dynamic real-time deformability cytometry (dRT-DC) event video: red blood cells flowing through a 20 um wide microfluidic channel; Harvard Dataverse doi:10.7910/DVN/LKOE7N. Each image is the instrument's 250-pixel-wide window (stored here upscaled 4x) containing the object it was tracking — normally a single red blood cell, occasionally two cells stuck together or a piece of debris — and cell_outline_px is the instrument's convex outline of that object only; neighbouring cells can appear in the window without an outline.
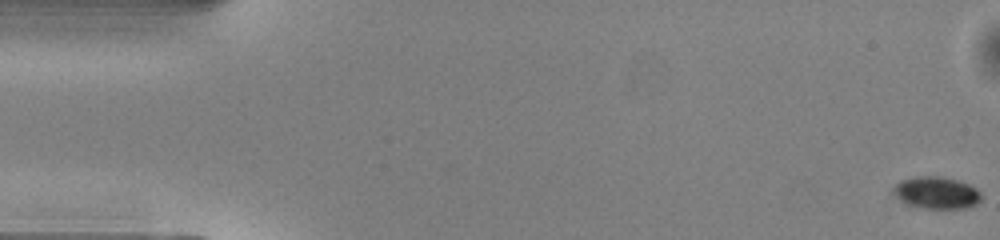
{"species": "common noctule bat (a hibernating species)", "species_latin": "Nyctalus noctula", "temperature_condition": "warm", "stored_images_in_passage": 52, "camera_frame_rate_fps": 3000, "um_per_image_px": 0.085, "animal": {"sex": "male", "body_mass_g": 13.0, "forearm_length_mm": 53.1}, "frame": {"image": 1, "passage_image": 1, "time_ms": 0.0, "image_size_px": [1000, 240], "cell_outline_px": [[980, 200], [976, 204], [964, 208], [924, 208], [900, 200], [896, 192], [896, 184], [900, 180], [912, 176], [940, 176], [960, 180], [976, 188], [980, 192]], "centroid_in_image_um": [79.65, 16.35], "position_along_channel_um": 5.3, "area_um2": 16.07}}
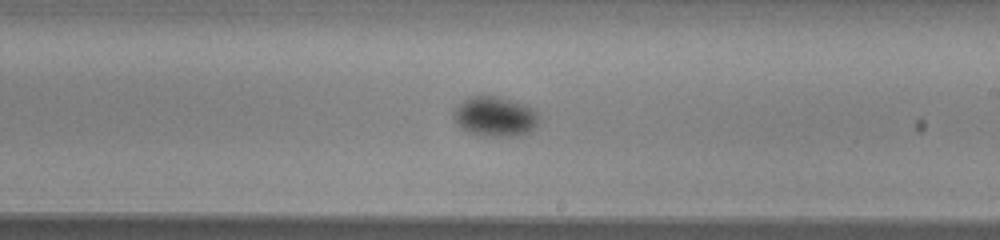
{"frame": {"image": 2, "passage_image": 30, "time_ms": 9.667, "image_size_px": [1000, 240], "cell_outline_px": [[540, 124], [536, 128], [528, 132], [516, 136], [480, 136], [468, 132], [460, 128], [456, 120], [456, 108], [464, 100], [472, 96], [496, 96], [524, 104], [532, 108], [540, 116]], "centroid_in_image_um": [42.15, 9.93], "position_along_channel_um": 246.9, "area_um2": 19.71}}
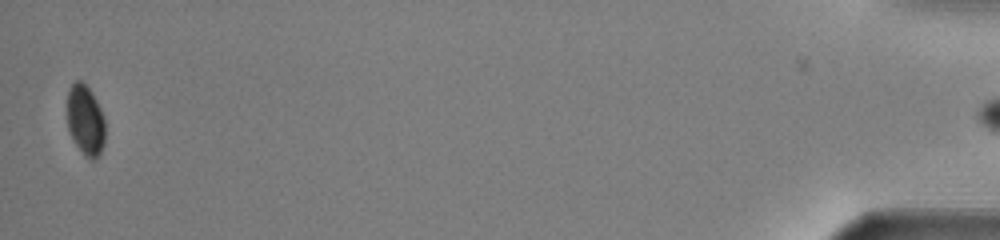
{"frame": {"image": 3, "passage_image": 51, "time_ms": 16.667, "image_size_px": [1000, 240], "cell_outline_px": [[104, 144], [96, 160], [92, 160], [84, 156], [72, 140], [68, 128], [68, 88], [76, 80], [80, 80], [92, 92], [104, 116]], "centroid_in_image_um": [7.26, 10.25], "position_along_channel_um": 427.9, "area_um2": 15.61}, "authors_computed_cell_mechanics": {"area_um2": 17.6001, "velocity_mm_per_s": 4.0297, "shape_relaxation_time_tau1_ms": 3.1188, "shape_relaxation_time_tau2_ms": null, "deformation_change_tau1": 0.0446, "deformation_change_tau2": null}}